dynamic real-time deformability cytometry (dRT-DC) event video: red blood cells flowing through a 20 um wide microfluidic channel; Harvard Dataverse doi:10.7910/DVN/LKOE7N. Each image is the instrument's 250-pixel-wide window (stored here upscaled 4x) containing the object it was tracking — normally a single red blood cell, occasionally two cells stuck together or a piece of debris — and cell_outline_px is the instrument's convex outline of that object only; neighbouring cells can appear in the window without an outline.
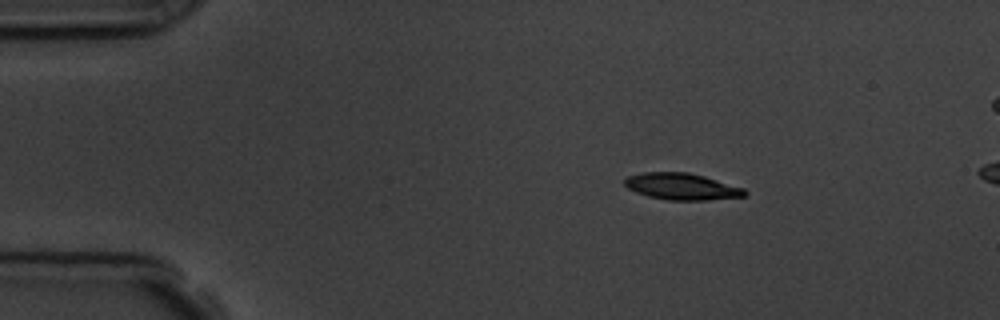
{"species": "common noctule bat (a hibernating species)", "species_latin": "Nyctalus noctula", "temperature_condition": "room temperature", "stored_images_in_passage": 4, "camera_frame_rate_fps": 3000, "um_per_image_px": 0.085, "animal": {"sex": "male", "body_mass_g": 19.5, "forearm_length_mm": 54.6}, "frame": {"image": 1, "passage_image": 2, "time_ms": 1.0, "image_size_px": [1000, 320], "cell_outline_px": [[748, 192], [744, 196], [708, 200], [668, 200], [648, 196], [636, 192], [628, 188], [624, 184], [624, 180], [628, 176], [644, 172], [688, 172], [704, 176], [744, 188]], "centroid_in_image_um": [57.95, 15.85], "position_along_channel_um": 27.1, "area_um2": 18.55}}